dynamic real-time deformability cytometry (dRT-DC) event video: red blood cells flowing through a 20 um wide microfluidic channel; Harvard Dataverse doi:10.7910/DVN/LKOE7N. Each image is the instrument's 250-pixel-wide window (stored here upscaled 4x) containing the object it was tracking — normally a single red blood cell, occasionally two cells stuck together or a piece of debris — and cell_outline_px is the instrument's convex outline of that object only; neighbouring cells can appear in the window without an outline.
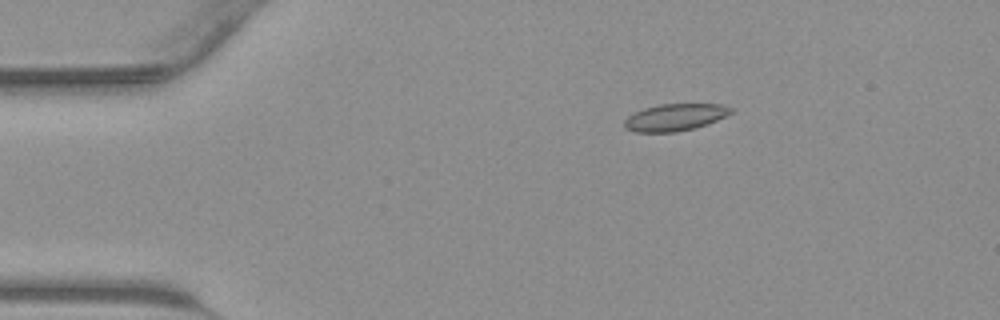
{"species": "common noctule bat (a hibernating species)", "species_latin": "Nyctalus noctula", "temperature_condition": "warm", "stored_images_in_passage": 44, "camera_frame_rate_fps": 3000, "um_per_image_px": 0.085, "animal": {"sex": "male", "body_mass_g": 23.1, "forearm_length_mm": 52.7}, "frame": {"image": 1, "passage_image": 8, "time_ms": 2.333, "image_size_px": [1000, 320], "cell_outline_px": [[736, 112], [716, 120], [692, 128], [676, 132], [636, 132], [624, 128], [624, 120], [628, 116], [644, 108], [660, 104], [724, 104], [732, 108]], "centroid_in_image_um": [57.39, 9.96], "position_along_channel_um": 27.6, "area_um2": 16.7}}
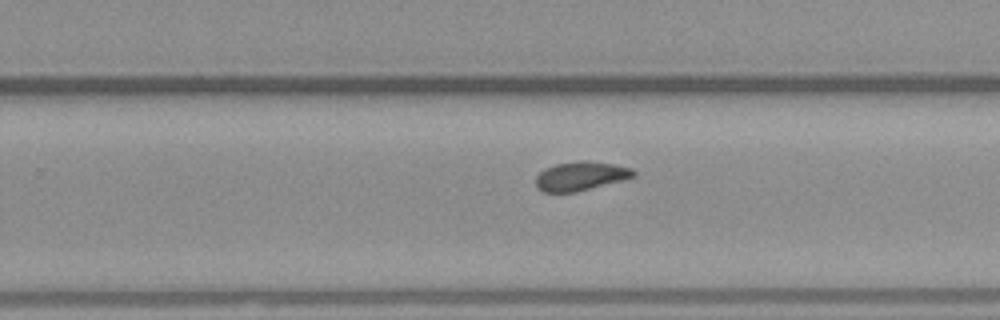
{"frame": {"image": 2, "passage_image": 28, "time_ms": 9.0, "image_size_px": [1000, 320], "cell_outline_px": [[636, 176], [624, 180], [576, 192], [544, 192], [536, 188], [536, 176], [544, 168], [556, 164], [580, 160], [584, 160], [612, 164], [632, 168], [636, 172]], "centroid_in_image_um": [49.36, 14.97], "position_along_channel_um": 280.4, "area_um2": 16.59}}
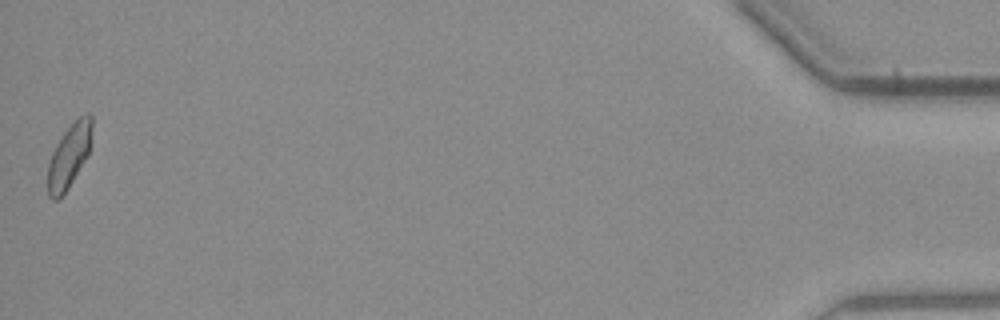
{"frame": {"image": 3, "passage_image": 44, "time_ms": 14.333, "image_size_px": [1000, 320], "cell_outline_px": [[92, 128], [88, 156], [68, 188], [56, 200], [52, 200], [48, 196], [48, 164], [52, 152], [56, 144], [64, 132], [80, 116], [88, 112], [92, 116]], "centroid_in_image_um": [5.88, 13.25], "position_along_channel_um": 429.3, "area_um2": 16.24}}